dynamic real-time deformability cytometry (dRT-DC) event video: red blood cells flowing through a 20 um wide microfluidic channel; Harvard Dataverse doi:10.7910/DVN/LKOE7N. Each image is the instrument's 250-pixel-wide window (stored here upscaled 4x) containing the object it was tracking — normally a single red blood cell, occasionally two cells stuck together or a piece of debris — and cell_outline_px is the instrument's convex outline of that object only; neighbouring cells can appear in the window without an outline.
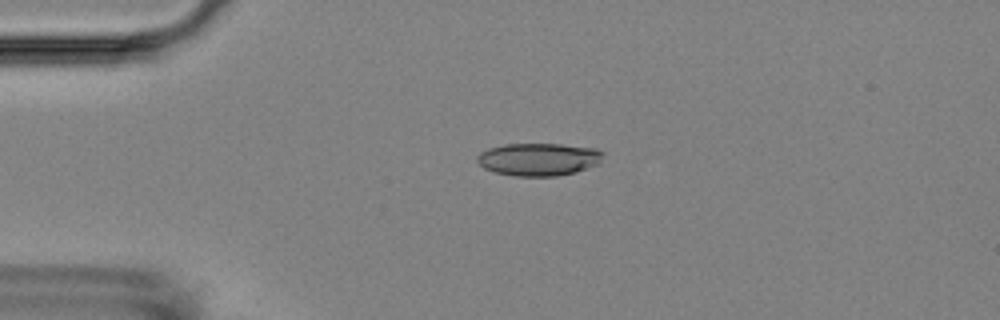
{"species": "Egyptian fruit bat (a non-hibernating species)", "species_latin": "Rousettus aegyptiacus", "temperature_condition": "room temperature", "stored_images_in_passage": 4, "camera_frame_rate_fps": 3000, "um_per_image_px": 0.085, "animal": {"sex": "female"}, "frame": {"image": 1, "passage_image": 3, "time_ms": 3.333, "image_size_px": [1000, 320], "cell_outline_px": [[604, 152], [600, 164], [576, 172], [556, 176], [512, 176], [496, 172], [484, 168], [476, 160], [476, 156], [480, 152], [488, 148], [504, 144], [560, 144], [596, 148]], "centroid_in_image_um": [45.8, 13.54], "position_along_channel_um": 39.2, "area_um2": 24.22}}